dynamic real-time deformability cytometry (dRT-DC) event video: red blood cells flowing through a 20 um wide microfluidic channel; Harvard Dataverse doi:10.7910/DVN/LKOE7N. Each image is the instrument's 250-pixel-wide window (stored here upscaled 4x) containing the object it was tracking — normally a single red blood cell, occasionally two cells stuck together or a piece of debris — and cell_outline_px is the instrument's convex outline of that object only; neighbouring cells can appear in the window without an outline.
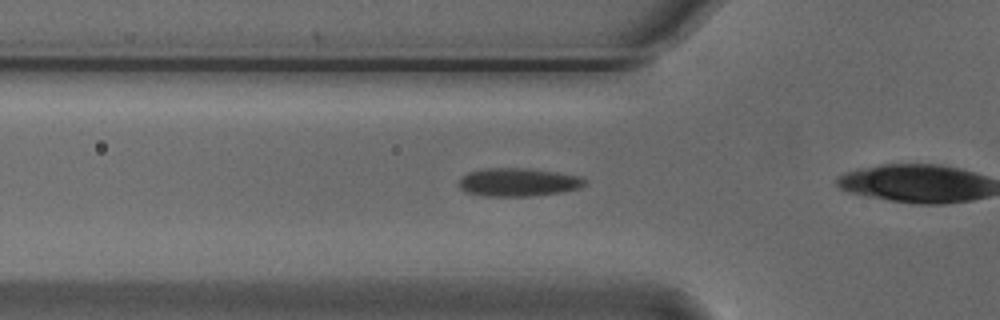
{"species": "Egyptian fruit bat (a non-hibernating species)", "species_latin": "Rousettus aegyptiacus", "temperature_condition": "cold", "stored_images_in_passage": 14, "camera_frame_rate_fps": 3000, "um_per_image_px": 0.085, "animal": {"sex": "male"}, "frame": {"image": 1, "passage_image": 5, "time_ms": 1.333, "image_size_px": [1000, 320], "cell_outline_px": [[588, 184], [580, 188], [560, 192], [532, 196], [484, 196], [464, 192], [460, 188], [460, 176], [468, 172], [484, 168], [528, 168], [556, 172], [580, 176], [588, 180]], "centroid_in_image_um": [44.06, 15.48], "position_along_channel_um": 81.7, "area_um2": 20.98}}
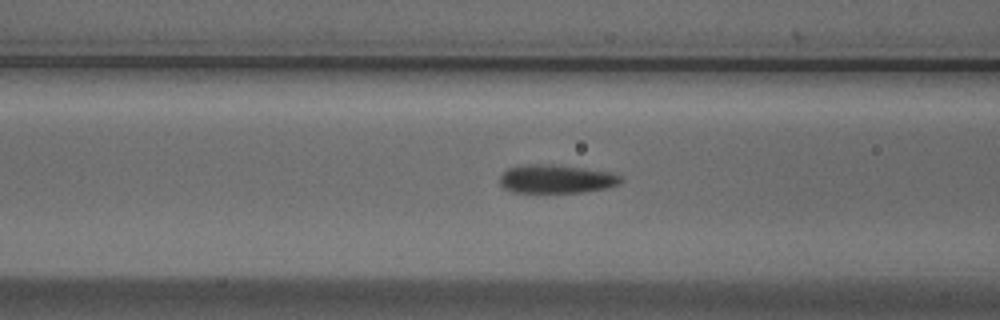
{"frame": {"image": 2, "passage_image": 8, "time_ms": 2.333, "image_size_px": [1000, 320], "cell_outline_px": [[624, 180], [620, 184], [608, 188], [584, 192], [512, 192], [504, 188], [500, 184], [500, 176], [508, 168], [528, 164], [548, 164], [584, 168], [612, 172], [620, 176]], "centroid_in_image_um": [47.32, 15.21], "position_along_channel_um": 119.3, "area_um2": 20.17}}